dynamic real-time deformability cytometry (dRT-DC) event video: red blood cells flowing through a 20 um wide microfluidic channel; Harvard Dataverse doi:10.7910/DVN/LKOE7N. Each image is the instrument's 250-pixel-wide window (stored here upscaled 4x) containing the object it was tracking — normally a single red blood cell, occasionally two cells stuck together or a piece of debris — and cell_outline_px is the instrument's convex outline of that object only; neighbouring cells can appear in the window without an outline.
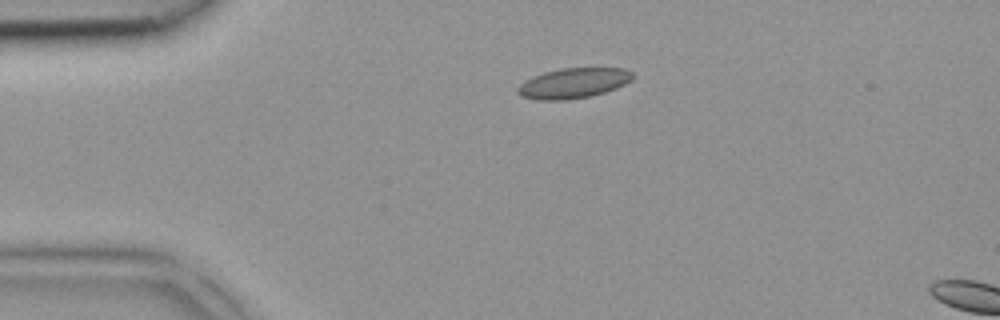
{"species": "common noctule bat (a hibernating species)", "species_latin": "Nyctalus noctula", "temperature_condition": "room temperature", "stored_images_in_passage": 2, "camera_frame_rate_fps": 3000, "um_per_image_px": 0.085, "animal": {"sex": "female", "body_mass_g": 18.4}, "frame": {"image": 1, "passage_image": 1, "time_ms": 0.0, "image_size_px": [1000, 320], "cell_outline_px": [[632, 80], [616, 88], [592, 96], [568, 100], [536, 100], [520, 96], [516, 92], [516, 88], [524, 80], [532, 76], [544, 72], [560, 68], [624, 68], [632, 72]], "centroid_in_image_um": [48.69, 7.07], "position_along_channel_um": 36.3, "area_um2": 20.46}}